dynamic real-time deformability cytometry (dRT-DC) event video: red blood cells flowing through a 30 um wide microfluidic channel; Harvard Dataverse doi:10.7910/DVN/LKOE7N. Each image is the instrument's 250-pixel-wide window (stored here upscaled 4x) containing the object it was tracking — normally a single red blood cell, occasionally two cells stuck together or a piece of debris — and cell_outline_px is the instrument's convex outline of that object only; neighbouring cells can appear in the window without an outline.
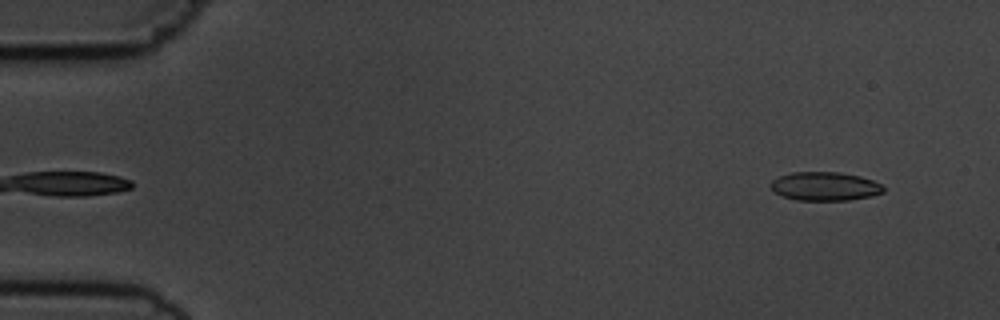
{"species": "common noctule bat (a hibernating species)", "species_latin": "Nyctalus noctula", "temperature_condition": "cold", "stored_images_in_passage": 5, "camera_frame_rate_fps": 3000, "um_per_image_px": 0.085, "animal": {"sex": "male", "body_mass_g": 19.5, "forearm_length_mm": 54.6}, "frame": {"image": 1, "passage_image": 5, "time_ms": 4.667, "image_size_px": [1000, 320], "cell_outline_px": [[884, 192], [872, 196], [848, 200], [796, 200], [784, 196], [776, 192], [768, 184], [772, 180], [780, 176], [792, 172], [840, 172], [860, 176], [872, 180], [880, 184], [884, 188]], "centroid_in_image_um": [70.12, 15.83], "position_along_channel_um": 14.9, "area_um2": 18.79}}